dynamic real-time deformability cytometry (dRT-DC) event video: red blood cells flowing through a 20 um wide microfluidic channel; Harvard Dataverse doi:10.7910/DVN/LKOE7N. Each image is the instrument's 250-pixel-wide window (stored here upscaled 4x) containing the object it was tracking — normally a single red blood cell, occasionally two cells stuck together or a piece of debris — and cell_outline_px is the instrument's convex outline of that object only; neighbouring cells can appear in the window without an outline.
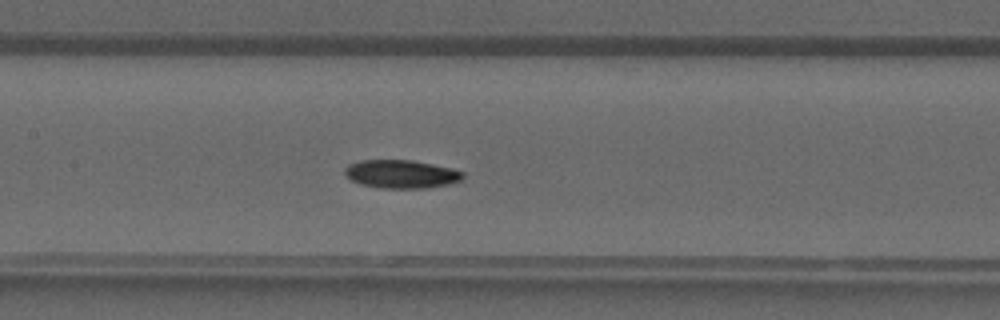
{"species": "common noctule bat (a hibernating species)", "species_latin": "Nyctalus noctula", "temperature_condition": "warm", "stored_images_in_passage": 38, "camera_frame_rate_fps": 3000, "um_per_image_px": 0.085, "animal": {"sex": "male", "forearm_length_mm": 52.5}, "frame": {"image": 1, "passage_image": 19, "time_ms": 6.0, "image_size_px": [1000, 320], "cell_outline_px": [[464, 180], [448, 184], [428, 188], [380, 188], [360, 184], [352, 180], [344, 172], [344, 168], [348, 164], [360, 160], [412, 160], [452, 168], [464, 172]], "centroid_in_image_um": [34.13, 14.79], "position_along_channel_um": 173.3, "area_um2": 19.59}}
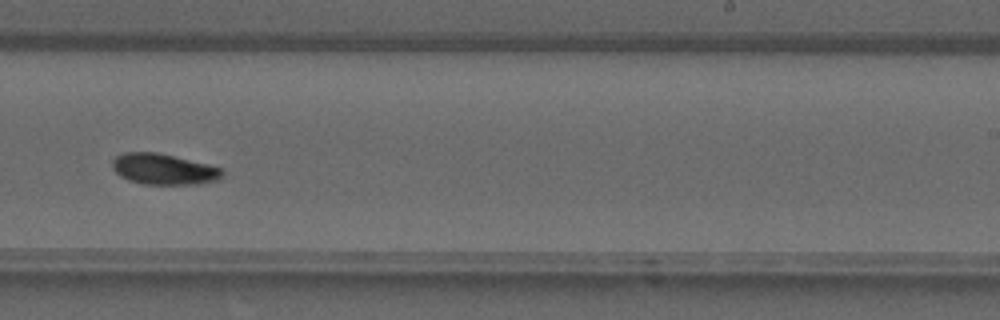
{"frame": {"image": 2, "passage_image": 25, "time_ms": 8.0, "image_size_px": [1000, 320], "cell_outline_px": [[224, 176], [220, 180], [200, 184], [144, 184], [128, 180], [120, 176], [112, 168], [112, 160], [116, 156], [124, 152], [156, 152], [208, 164], [220, 168], [224, 172]], "centroid_in_image_um": [13.93, 14.38], "position_along_channel_um": 275.1, "area_um2": 19.88}}
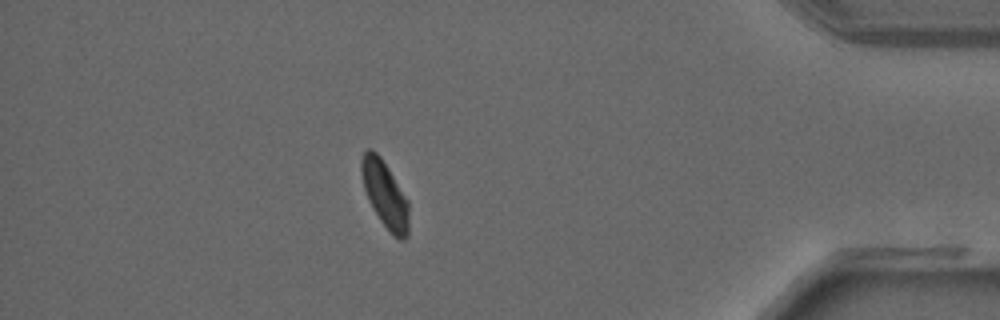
{"frame": {"image": 3, "passage_image": 35, "time_ms": 11.333, "image_size_px": [1000, 320], "cell_outline_px": [[408, 236], [404, 240], [400, 240], [380, 220], [372, 208], [368, 200], [364, 188], [360, 168], [360, 160], [364, 152], [368, 148], [372, 148], [380, 156], [388, 168], [408, 200]], "centroid_in_image_um": [32.7, 16.48], "position_along_channel_um": 402.5, "area_um2": 18.21}}